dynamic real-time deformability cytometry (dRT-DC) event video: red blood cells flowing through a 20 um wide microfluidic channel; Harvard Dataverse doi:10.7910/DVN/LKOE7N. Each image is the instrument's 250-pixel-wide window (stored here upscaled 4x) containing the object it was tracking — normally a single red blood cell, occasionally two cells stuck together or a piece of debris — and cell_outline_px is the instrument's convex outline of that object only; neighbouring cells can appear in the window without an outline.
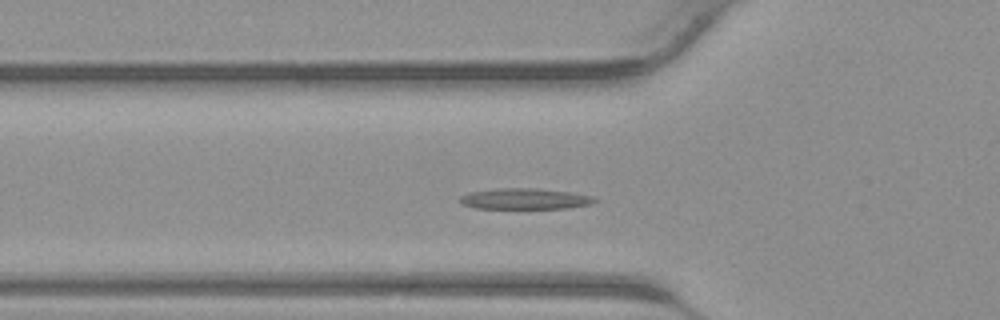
{"species": "common noctule bat (a hibernating species)", "species_latin": "Nyctalus noctula", "temperature_condition": "warm", "stored_images_in_passage": 41, "camera_frame_rate_fps": 3000, "um_per_image_px": 0.085, "animal": {"sex": "male", "body_mass_g": 23.1, "forearm_length_mm": 52.7}, "frame": {"image": 1, "passage_image": 13, "time_ms": 4.0, "image_size_px": [1000, 320], "cell_outline_px": [[600, 200], [592, 204], [568, 208], [476, 208], [460, 204], [456, 200], [460, 196], [468, 192], [496, 188], [536, 188], [572, 192], [592, 196]], "centroid_in_image_um": [44.59, 16.89], "position_along_channel_um": 81.2, "area_um2": 16.7}}
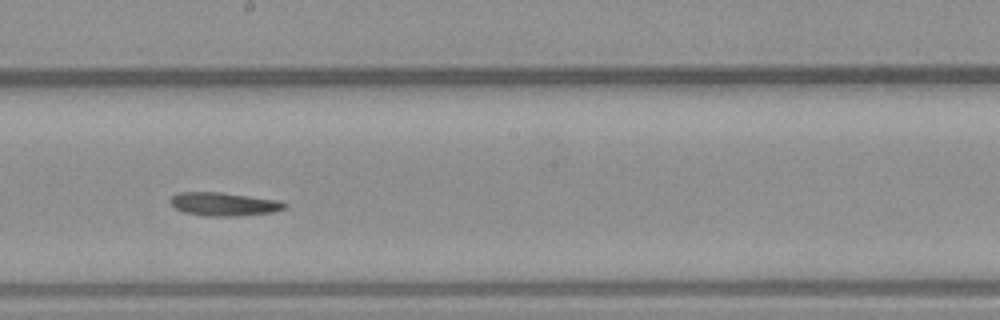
{"frame": {"image": 2, "passage_image": 22, "time_ms": 7.0, "image_size_px": [1000, 320], "cell_outline_px": [[288, 204], [284, 208], [272, 212], [236, 216], [204, 216], [184, 212], [176, 208], [168, 200], [172, 196], [180, 192], [220, 192], [280, 200]], "centroid_in_image_um": [19.03, 17.34], "position_along_channel_um": 229.2, "area_um2": 15.55}}
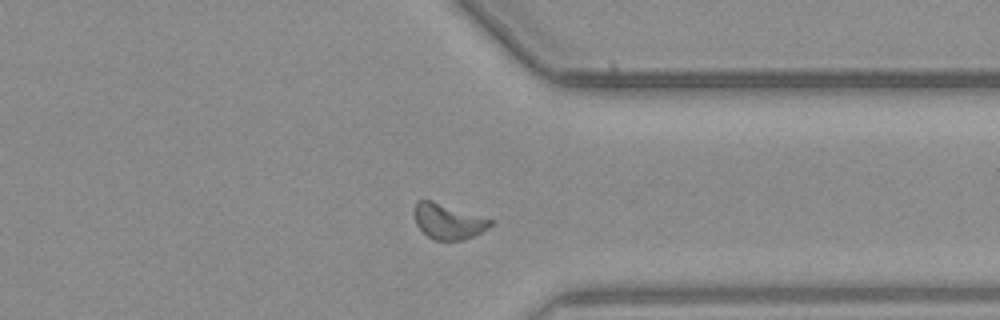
{"frame": {"image": 3, "passage_image": 31, "time_ms": 10.0, "image_size_px": [1000, 320], "cell_outline_px": [[492, 224], [488, 228], [464, 240], [432, 240], [416, 224], [416, 200], [432, 200], [492, 220]], "centroid_in_image_um": [38.09, 18.82], "position_along_channel_um": 373.3, "area_um2": 15.26}}